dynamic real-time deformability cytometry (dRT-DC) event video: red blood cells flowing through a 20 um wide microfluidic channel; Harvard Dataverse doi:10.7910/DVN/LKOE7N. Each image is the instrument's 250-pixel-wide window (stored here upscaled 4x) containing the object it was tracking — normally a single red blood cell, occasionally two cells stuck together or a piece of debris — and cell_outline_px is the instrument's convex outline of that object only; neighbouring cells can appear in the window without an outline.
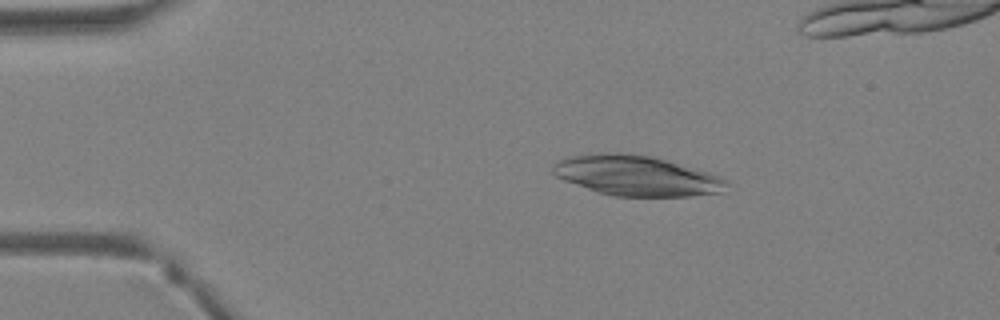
{"species": "Egyptian fruit bat (a non-hibernating species)", "species_latin": "Rousettus aegyptiacus", "temperature_condition": "warm", "stored_images_in_passage": 25, "camera_frame_rate_fps": 3000, "um_per_image_px": 0.085, "animal": {"sex": "female"}, "frame": {"image": 1, "passage_image": 6, "time_ms": 1.667, "image_size_px": [1000, 320], "cell_outline_px": [[728, 184], [720, 192], [688, 196], [616, 196], [596, 192], [564, 180], [556, 176], [552, 172], [552, 168], [560, 160], [568, 156], [588, 152], [624, 152], [652, 156], [668, 160], [708, 172], [728, 180]], "centroid_in_image_um": [54.05, 14.91], "position_along_channel_um": 30.9, "area_um2": 40.81}}
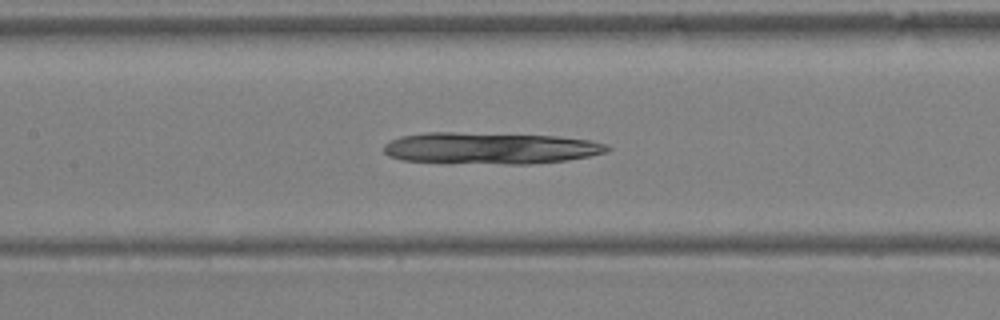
{"frame": {"image": 2, "passage_image": 17, "time_ms": 5.333, "image_size_px": [1000, 320], "cell_outline_px": [[612, 148], [608, 152], [568, 160], [528, 164], [508, 164], [400, 160], [388, 156], [384, 152], [384, 144], [400, 136], [428, 132], [452, 132], [556, 136], [592, 140], [608, 144]], "centroid_in_image_um": [41.72, 12.59], "position_along_channel_um": 165.7, "area_um2": 41.1}}
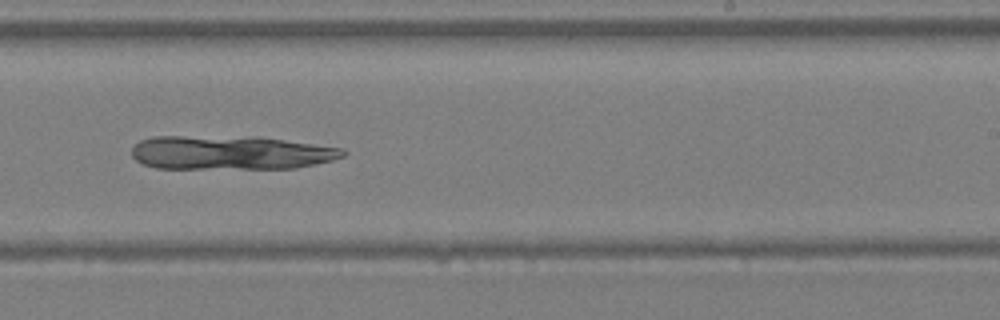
{"frame": {"image": 3, "passage_image": 23, "time_ms": 7.333, "image_size_px": [1000, 320], "cell_outline_px": [[348, 152], [344, 156], [332, 160], [316, 164], [296, 168], [156, 168], [144, 164], [136, 160], [132, 156], [132, 148], [140, 140], [152, 136], [252, 136], [284, 140], [344, 148]], "centroid_in_image_um": [19.6, 12.97], "position_along_channel_um": 269.4, "area_um2": 41.91}}